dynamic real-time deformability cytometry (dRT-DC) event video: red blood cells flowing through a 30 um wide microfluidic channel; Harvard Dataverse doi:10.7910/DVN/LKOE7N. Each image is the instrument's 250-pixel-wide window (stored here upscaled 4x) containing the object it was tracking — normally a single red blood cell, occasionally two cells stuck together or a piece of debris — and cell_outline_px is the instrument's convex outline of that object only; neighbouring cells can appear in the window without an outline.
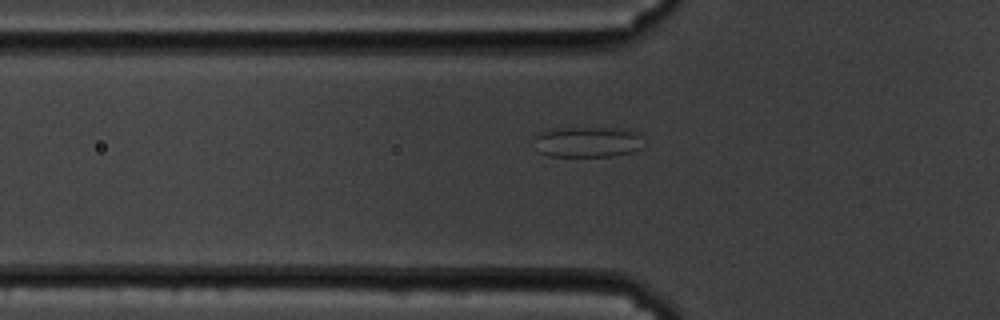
{"species": "common noctule bat (a hibernating species)", "species_latin": "Nyctalus noctula", "temperature_condition": "cold", "stored_images_in_passage": 43, "camera_frame_rate_fps": 3000, "um_per_image_px": 0.085, "animal": {"sex": "male", "body_mass_g": 19.5, "forearm_length_mm": 54.6}, "frame": {"image": 1, "passage_image": 7, "time_ms": 2.0, "image_size_px": [1000, 320], "cell_outline_px": [[640, 148], [632, 152], [612, 156], [548, 156], [540, 152], [532, 140], [532, 136], [540, 132], [556, 128], [600, 128], [632, 132], [636, 136]], "centroid_in_image_um": [49.75, 12.09], "position_along_channel_um": 76.1, "area_um2": 18.9}}
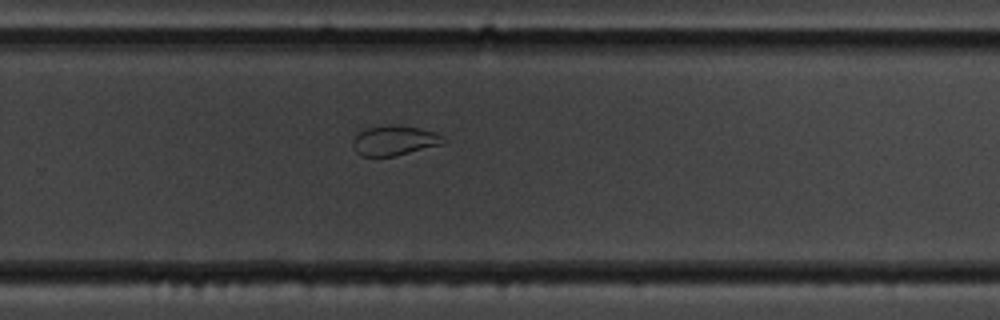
{"frame": {"image": 2, "passage_image": 26, "time_ms": 8.333, "image_size_px": [1000, 320], "cell_outline_px": [[448, 140], [444, 144], [392, 156], [360, 156], [356, 152], [352, 144], [352, 140], [360, 132], [368, 128], [396, 124], [420, 128], [436, 132], [444, 136]], "centroid_in_image_um": [33.57, 11.94], "position_along_channel_um": 296.2, "area_um2": 15.78}}
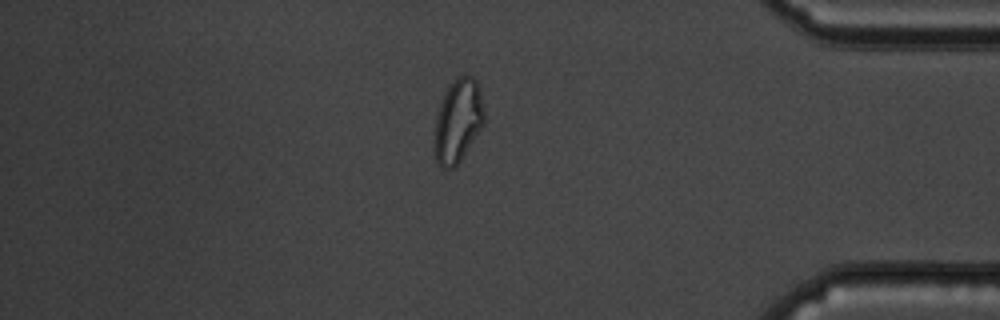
{"frame": {"image": 3, "passage_image": 37, "time_ms": 12.0, "image_size_px": [1000, 320], "cell_outline_px": [[484, 124], [456, 168], [440, 168], [436, 160], [432, 144], [436, 120], [440, 104], [448, 84], [456, 76], [472, 76], [476, 80], [480, 88], [484, 112]], "centroid_in_image_um": [38.91, 10.29], "position_along_channel_um": 396.3, "area_um2": 24.62}}